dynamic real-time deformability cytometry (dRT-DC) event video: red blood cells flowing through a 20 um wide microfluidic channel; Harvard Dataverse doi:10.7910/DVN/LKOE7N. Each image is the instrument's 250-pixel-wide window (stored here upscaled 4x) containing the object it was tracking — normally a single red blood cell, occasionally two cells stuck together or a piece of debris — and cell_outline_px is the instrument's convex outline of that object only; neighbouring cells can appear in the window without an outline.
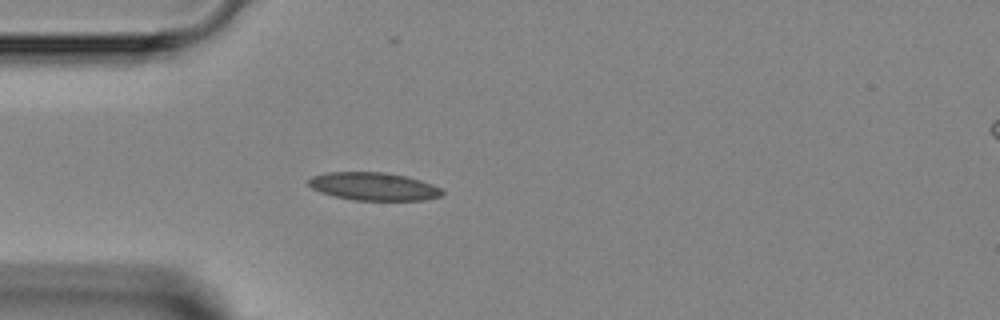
{"species": "Egyptian fruit bat (a non-hibernating species)", "species_latin": "Rousettus aegyptiacus", "temperature_condition": "room temperature", "stored_images_in_passage": 1, "camera_frame_rate_fps": 3000, "um_per_image_px": 0.085, "animal": {"sex": "female"}, "frame": {"image": 1, "passage_image": 1, "time_ms": 0.0, "image_size_px": [1000, 320], "cell_outline_px": [[444, 192], [440, 196], [424, 200], [352, 200], [320, 192], [312, 188], [308, 184], [308, 180], [312, 176], [328, 172], [384, 172], [404, 176], [420, 180], [432, 184], [440, 188]], "centroid_in_image_um": [31.74, 15.84], "position_along_channel_um": 53.3, "area_um2": 21.62}}